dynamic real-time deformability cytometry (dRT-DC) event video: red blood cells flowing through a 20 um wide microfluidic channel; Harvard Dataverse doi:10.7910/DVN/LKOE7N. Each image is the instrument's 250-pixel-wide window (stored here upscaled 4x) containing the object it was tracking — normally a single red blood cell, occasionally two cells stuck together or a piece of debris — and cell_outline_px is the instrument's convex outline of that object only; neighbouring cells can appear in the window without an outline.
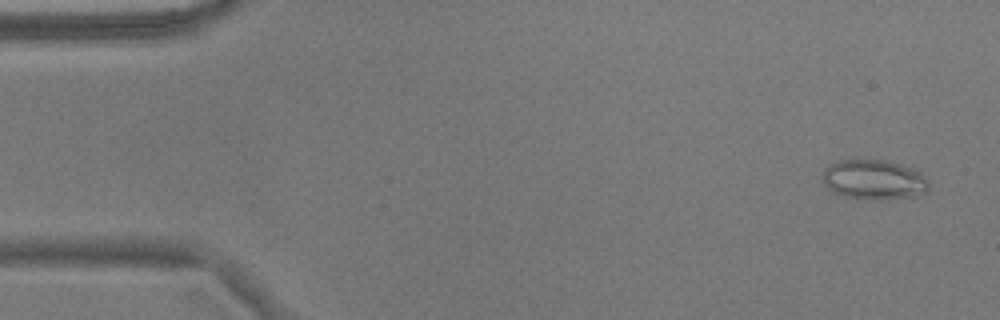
{"species": "common noctule bat (a hibernating species)", "species_latin": "Nyctalus noctula", "temperature_condition": "warm", "stored_images_in_passage": 55, "camera_frame_rate_fps": 3000, "um_per_image_px": 0.085, "animal": {"sex": "male", "body_mass_g": 17.9}, "frame": {"image": 1, "passage_image": 3, "time_ms": 0.667, "image_size_px": [1000, 320], "cell_outline_px": [[928, 188], [924, 192], [912, 196], [872, 200], [844, 196], [832, 192], [820, 180], [824, 168], [828, 164], [836, 160], [852, 156], [884, 160], [900, 164], [912, 168], [920, 172], [928, 180]], "centroid_in_image_um": [74.17, 15.21], "position_along_channel_um": 10.8, "area_um2": 25.43}}
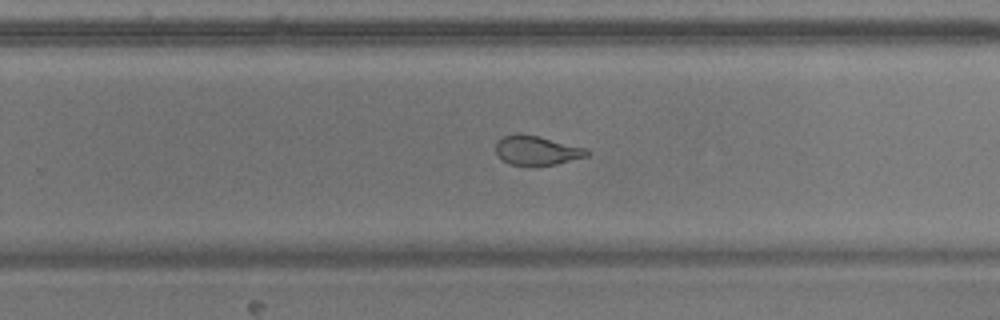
{"frame": {"image": 2, "passage_image": 35, "time_ms": 11.333, "image_size_px": [1000, 320], "cell_outline_px": [[592, 152], [588, 156], [556, 164], [508, 164], [500, 160], [496, 156], [496, 140], [504, 136], [516, 132], [540, 136], [588, 148]], "centroid_in_image_um": [45.62, 12.75], "position_along_channel_um": 284.2, "area_um2": 15.84}}
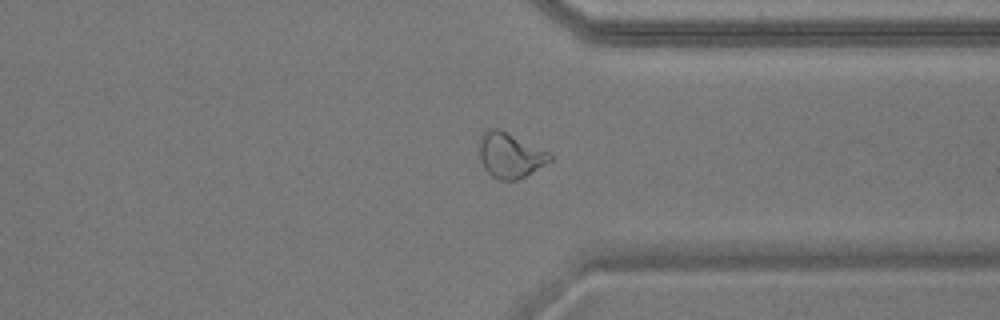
{"frame": {"image": 3, "passage_image": 42, "time_ms": 13.667, "image_size_px": [1000, 320], "cell_outline_px": [[552, 160], [524, 176], [516, 180], [500, 180], [492, 176], [484, 168], [480, 160], [480, 136], [484, 132], [492, 128], [500, 128], [552, 152]], "centroid_in_image_um": [43.38, 13.17], "position_along_channel_um": 368.0, "area_um2": 18.67}, "authors_computed_cell_mechanics": {"area_um2": 19.4786, "velocity_mm_per_s": 3.6477, "shape_relaxation_time_tau1_ms": null, "shape_relaxation_time_tau2_ms": 1.555, "deformation_change_tau1": null, "deformation_change_tau2": 0.0848}}